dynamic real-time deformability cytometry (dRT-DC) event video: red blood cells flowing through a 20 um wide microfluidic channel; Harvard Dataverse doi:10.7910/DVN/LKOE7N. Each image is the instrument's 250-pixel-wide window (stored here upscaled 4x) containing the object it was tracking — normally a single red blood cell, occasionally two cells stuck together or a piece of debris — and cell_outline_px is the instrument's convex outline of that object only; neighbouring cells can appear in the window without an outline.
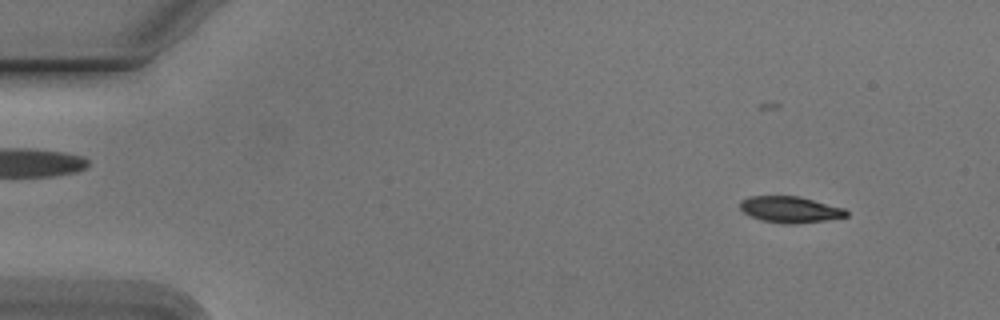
{"species": "Egyptian fruit bat (a non-hibernating species)", "species_latin": "Rousettus aegyptiacus", "temperature_condition": "cold", "stored_images_in_passage": 18, "camera_frame_rate_fps": 3000, "um_per_image_px": 0.085, "animal": {"sex": "male"}, "frame": {"image": 1, "passage_image": 5, "time_ms": 1.333, "image_size_px": [1000, 320], "cell_outline_px": [[848, 216], [824, 220], [796, 224], [784, 224], [760, 220], [744, 212], [740, 208], [740, 200], [748, 196], [800, 196], [844, 208], [848, 212]], "centroid_in_image_um": [67.15, 17.8], "position_along_channel_um": 17.9, "area_um2": 16.3}}
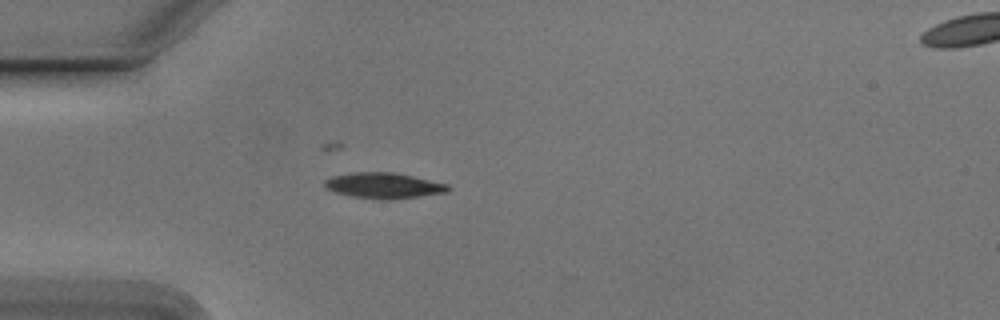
{"frame": {"image": 2, "passage_image": 15, "time_ms": 4.667, "image_size_px": [1000, 320], "cell_outline_px": [[452, 188], [448, 192], [420, 196], [388, 200], [380, 200], [352, 196], [336, 192], [324, 188], [324, 180], [332, 176], [352, 172], [396, 172], [448, 184]], "centroid_in_image_um": [32.62, 15.77], "position_along_channel_um": 52.4, "area_um2": 18.67}}